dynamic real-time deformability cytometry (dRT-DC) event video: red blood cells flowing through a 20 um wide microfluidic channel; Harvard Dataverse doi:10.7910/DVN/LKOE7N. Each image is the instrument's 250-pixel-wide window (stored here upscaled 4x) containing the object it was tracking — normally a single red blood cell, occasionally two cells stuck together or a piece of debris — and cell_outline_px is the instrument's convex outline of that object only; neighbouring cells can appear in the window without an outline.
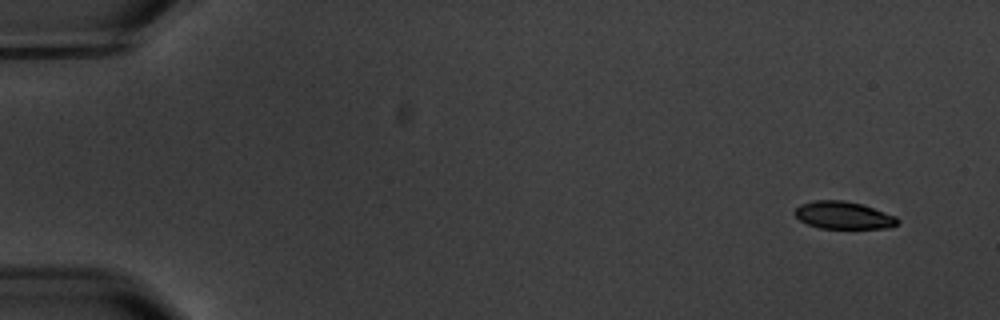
{"species": "common noctule bat (a hibernating species)", "species_latin": "Nyctalus noctula", "temperature_condition": "warm", "stored_images_in_passage": 6, "camera_frame_rate_fps": 3000, "um_per_image_px": 0.085, "animal": {"sex": "male", "body_mass_g": 20.1, "forearm_length_mm": 53.5}, "frame": {"image": 1, "passage_image": 1, "time_ms": 0.0, "image_size_px": [1000, 320], "cell_outline_px": [[900, 224], [888, 228], [820, 228], [808, 224], [800, 220], [792, 212], [800, 204], [812, 200], [844, 200], [860, 204], [896, 216], [900, 220]], "centroid_in_image_um": [71.68, 18.3], "position_along_channel_um": 13.3, "area_um2": 16.47}}